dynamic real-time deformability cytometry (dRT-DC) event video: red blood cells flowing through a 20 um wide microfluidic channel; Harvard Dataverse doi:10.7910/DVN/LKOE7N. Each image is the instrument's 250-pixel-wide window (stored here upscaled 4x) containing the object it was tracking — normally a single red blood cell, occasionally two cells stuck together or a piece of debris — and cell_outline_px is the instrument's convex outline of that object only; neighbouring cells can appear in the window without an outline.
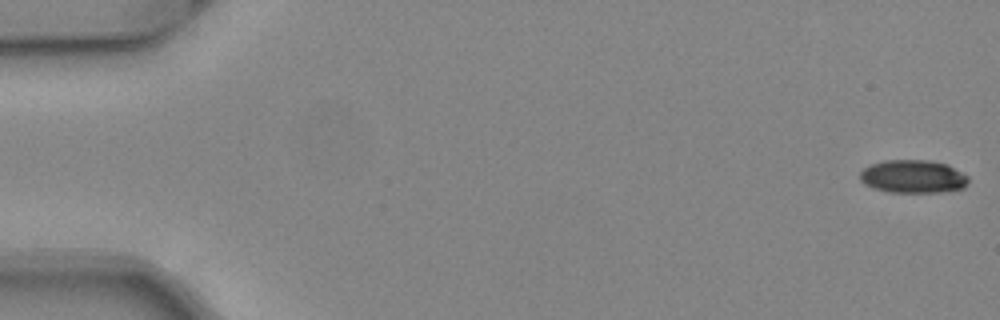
{"species": "common noctule bat (a hibernating species)", "species_latin": "Nyctalus noctula", "temperature_condition": "warm", "stored_images_in_passage": 17, "camera_frame_rate_fps": 3000, "um_per_image_px": 0.085, "animal": {"sex": "female", "body_mass_g": 24.6, "forearm_length_mm": 56.2}, "frame": {"image": 1, "passage_image": 1, "time_ms": 0.0, "image_size_px": [1000, 320], "cell_outline_px": [[968, 184], [964, 188], [940, 192], [888, 192], [872, 188], [864, 184], [860, 180], [860, 172], [864, 168], [872, 164], [884, 160], [928, 160], [948, 164], [968, 176]], "centroid_in_image_um": [77.61, 15.0], "position_along_channel_um": 7.4, "area_um2": 21.04}}
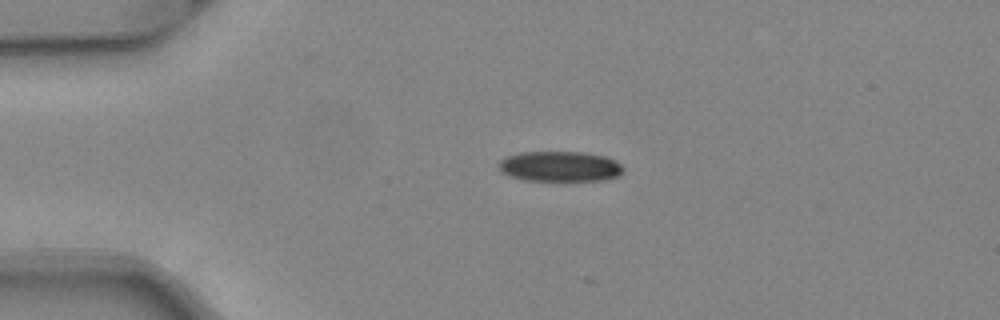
{"frame": {"image": 2, "passage_image": 12, "time_ms": 3.667, "image_size_px": [1000, 320], "cell_outline_px": [[624, 168], [620, 176], [604, 180], [572, 184], [560, 184], [524, 180], [508, 176], [500, 172], [500, 160], [508, 156], [520, 152], [584, 152], [604, 156], [620, 164]], "centroid_in_image_um": [47.61, 14.22], "position_along_channel_um": 37.4, "area_um2": 23.24}}